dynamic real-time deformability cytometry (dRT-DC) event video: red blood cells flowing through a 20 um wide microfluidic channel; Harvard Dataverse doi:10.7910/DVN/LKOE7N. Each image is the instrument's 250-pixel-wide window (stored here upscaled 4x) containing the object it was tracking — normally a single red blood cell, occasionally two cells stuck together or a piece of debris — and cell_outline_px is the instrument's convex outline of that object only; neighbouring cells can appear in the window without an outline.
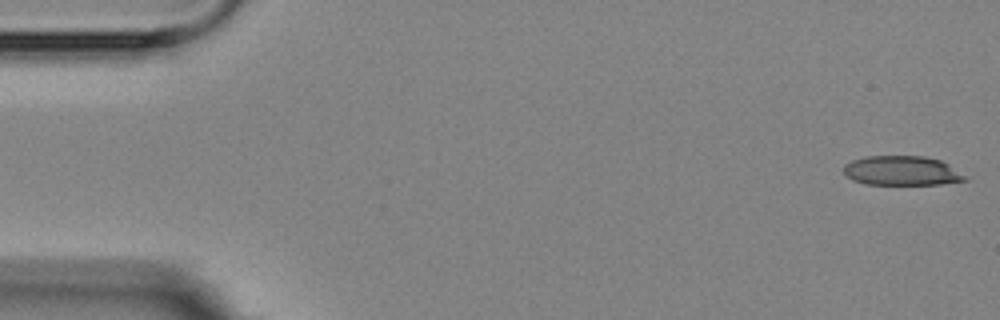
{"species": "Egyptian fruit bat (a non-hibernating species)", "species_latin": "Rousettus aegyptiacus", "temperature_condition": "room temperature", "stored_images_in_passage": 5, "camera_frame_rate_fps": 3000, "um_per_image_px": 0.085, "animal": {"sex": "female"}, "frame": {"image": 1, "passage_image": 1, "time_ms": 0.0, "image_size_px": [1000, 320], "cell_outline_px": [[968, 180], [940, 184], [864, 184], [852, 180], [844, 176], [844, 164], [852, 160], [864, 156], [924, 156], [940, 160], [948, 164], [968, 176]], "centroid_in_image_um": [76.64, 14.51], "position_along_channel_um": 8.4, "area_um2": 21.04}}
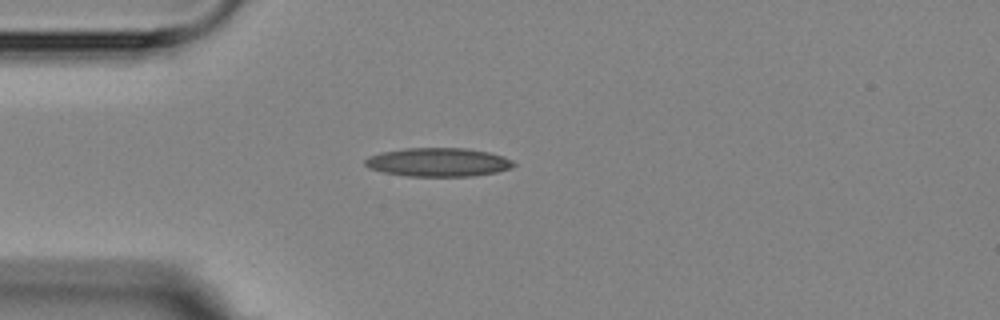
{"frame": {"image": 2, "passage_image": 4, "time_ms": 4.333, "image_size_px": [1000, 320], "cell_outline_px": [[516, 164], [512, 168], [496, 172], [472, 176], [408, 176], [384, 172], [368, 168], [364, 164], [364, 160], [368, 156], [380, 152], [404, 148], [464, 148], [488, 152], [504, 156], [512, 160]], "centroid_in_image_um": [37.23, 13.78], "position_along_channel_um": 47.8, "area_um2": 24.91}}